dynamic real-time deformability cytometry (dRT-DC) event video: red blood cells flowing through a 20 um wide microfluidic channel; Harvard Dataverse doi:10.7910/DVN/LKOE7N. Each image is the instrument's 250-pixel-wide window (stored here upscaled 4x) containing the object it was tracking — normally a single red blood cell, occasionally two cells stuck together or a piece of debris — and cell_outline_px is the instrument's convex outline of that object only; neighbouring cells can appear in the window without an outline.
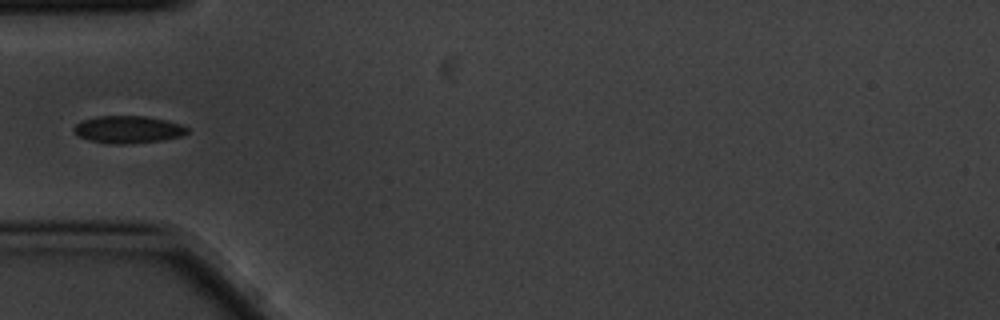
{"species": "common noctule bat (a hibernating species)", "species_latin": "Nyctalus noctula", "temperature_condition": "cold", "stored_images_in_passage": 8, "camera_frame_rate_fps": 3000, "um_per_image_px": 0.085, "animal": {"sex": "male", "body_mass_g": 20.1, "forearm_length_mm": 53.5}, "frame": {"image": 1, "passage_image": 6, "time_ms": 1.667, "image_size_px": [1000, 320], "cell_outline_px": [[188, 132], [180, 136], [164, 140], [124, 144], [116, 144], [88, 140], [76, 136], [72, 132], [72, 128], [80, 120], [96, 116], [144, 116], [168, 120], [180, 124], [188, 128]], "centroid_in_image_um": [10.83, 11.0], "position_along_channel_um": 74.2, "area_um2": 18.26}}